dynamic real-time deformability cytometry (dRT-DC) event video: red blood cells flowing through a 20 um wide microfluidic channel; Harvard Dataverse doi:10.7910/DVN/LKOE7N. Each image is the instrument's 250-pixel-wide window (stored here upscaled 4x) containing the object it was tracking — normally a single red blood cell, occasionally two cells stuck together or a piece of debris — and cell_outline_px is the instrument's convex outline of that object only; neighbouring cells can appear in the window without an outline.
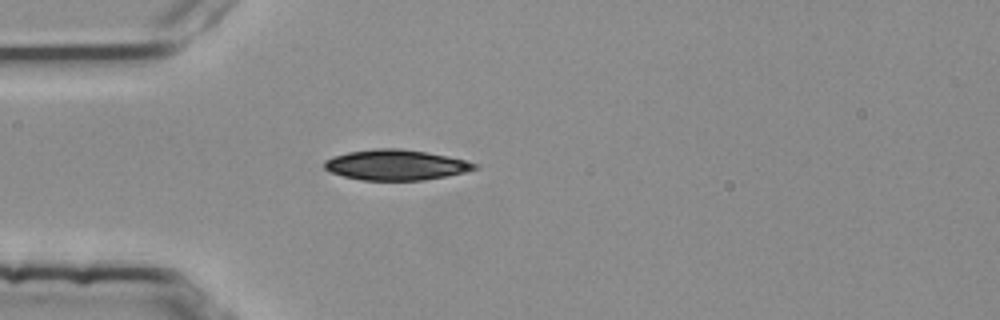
{"species": "common noctule bat (a hibernating species)", "species_latin": "Nyctalus noctula", "temperature_condition": "room temperature", "stored_images_in_passage": 3, "camera_frame_rate_fps": 3000, "um_per_image_px": 0.085, "animal": {"sex": "female", "body_mass_g": 25.1}, "frame": {"image": 1, "passage_image": 3, "time_ms": 0.667, "image_size_px": [1000, 320], "cell_outline_px": [[480, 168], [464, 172], [424, 180], [360, 180], [344, 176], [332, 172], [324, 168], [324, 160], [332, 156], [348, 152], [376, 148], [396, 148], [424, 152], [444, 156], [480, 164]], "centroid_in_image_um": [33.62, 14.02], "position_along_channel_um": 51.4, "area_um2": 26.36}}